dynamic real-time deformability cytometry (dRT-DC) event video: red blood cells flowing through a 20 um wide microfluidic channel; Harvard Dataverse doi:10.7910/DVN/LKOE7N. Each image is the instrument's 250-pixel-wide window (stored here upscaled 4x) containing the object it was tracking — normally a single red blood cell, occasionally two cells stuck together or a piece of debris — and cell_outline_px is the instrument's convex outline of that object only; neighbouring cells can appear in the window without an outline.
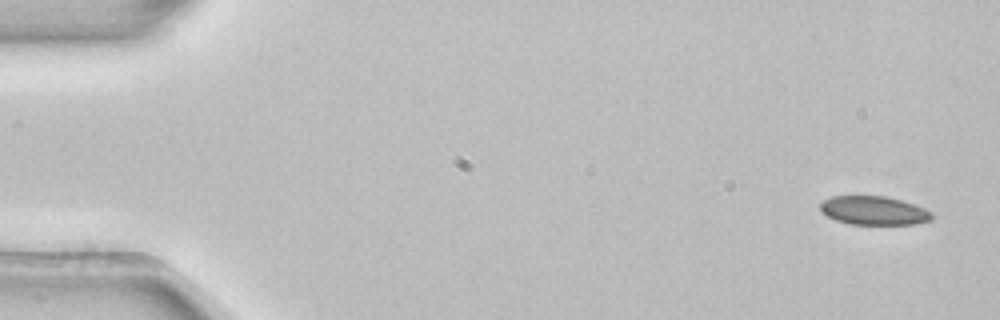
{"species": "common noctule bat (a hibernating species)", "species_latin": "Nyctalus noctula", "temperature_condition": "room temperature", "stored_images_in_passage": 3, "camera_frame_rate_fps": 3000, "um_per_image_px": 0.085, "animal": {"sex": "female", "body_mass_g": 22.7, "forearm_length_mm": 54.2}, "frame": {"image": 1, "passage_image": 1, "time_ms": 0.0, "image_size_px": [1000, 320], "cell_outline_px": [[936, 216], [932, 220], [916, 224], [848, 224], [836, 220], [820, 212], [820, 204], [824, 200], [832, 196], [884, 196], [900, 200], [924, 208], [932, 212]], "centroid_in_image_um": [74.29, 17.9], "position_along_channel_um": 10.7, "area_um2": 18.73}}